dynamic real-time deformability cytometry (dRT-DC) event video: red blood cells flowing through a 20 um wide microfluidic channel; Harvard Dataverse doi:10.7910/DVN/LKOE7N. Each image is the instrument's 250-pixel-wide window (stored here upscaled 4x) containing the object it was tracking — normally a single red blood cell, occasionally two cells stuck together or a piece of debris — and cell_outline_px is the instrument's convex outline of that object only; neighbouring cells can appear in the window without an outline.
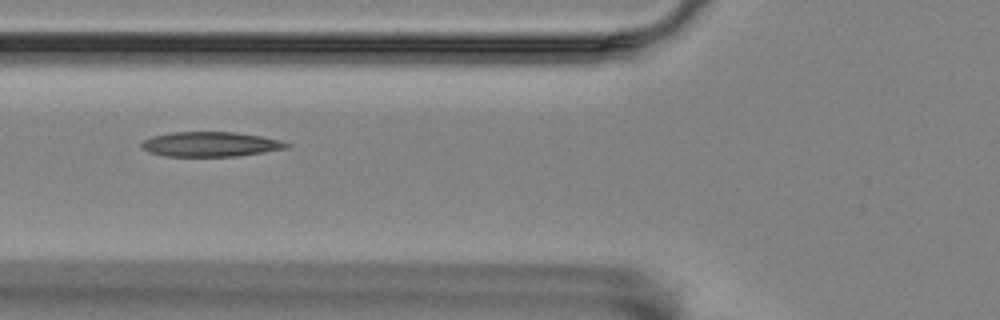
{"species": "Egyptian fruit bat (a non-hibernating species)", "species_latin": "Rousettus aegyptiacus", "temperature_condition": "room temperature", "stored_images_in_passage": 23, "camera_frame_rate_fps": 3000, "um_per_image_px": 0.085, "animal": {"sex": "female"}, "frame": {"image": 1, "passage_image": 4, "time_ms": 1.0, "image_size_px": [1000, 320], "cell_outline_px": [[292, 144], [288, 148], [264, 152], [236, 156], [164, 156], [148, 152], [140, 148], [140, 144], [144, 140], [152, 136], [172, 132], [236, 132], [260, 136], [280, 140]], "centroid_in_image_um": [17.87, 12.26], "position_along_channel_um": 107.9, "area_um2": 21.04}}